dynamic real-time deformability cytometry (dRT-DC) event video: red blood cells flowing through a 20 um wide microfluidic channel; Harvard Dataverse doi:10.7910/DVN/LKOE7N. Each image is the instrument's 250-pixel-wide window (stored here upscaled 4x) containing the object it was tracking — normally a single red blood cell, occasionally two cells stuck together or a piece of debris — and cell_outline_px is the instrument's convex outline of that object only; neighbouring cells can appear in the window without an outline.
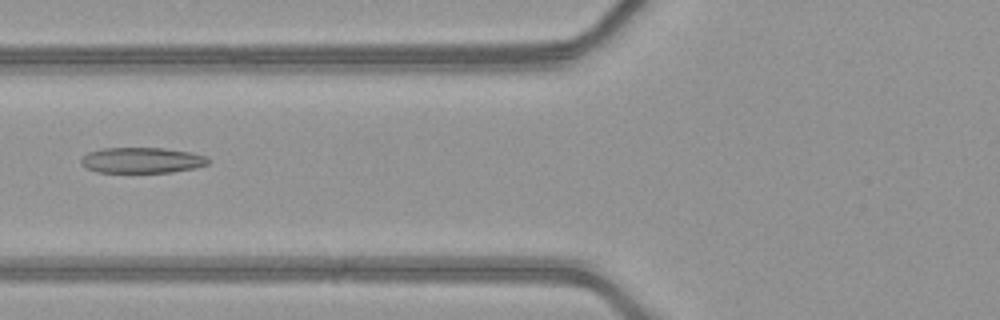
{"species": "common noctule bat (a hibernating species)", "species_latin": "Nyctalus noctula", "temperature_condition": "warm", "stored_images_in_passage": 41, "camera_frame_rate_fps": 3000, "um_per_image_px": 0.085, "animal": {"sex": "female", "body_mass_g": 21.9}, "frame": {"image": 1, "passage_image": 12, "time_ms": 3.667, "image_size_px": [1000, 320], "cell_outline_px": [[212, 160], [208, 164], [196, 168], [172, 172], [96, 172], [80, 164], [80, 160], [88, 152], [104, 148], [164, 148], [192, 152], [208, 156]], "centroid_in_image_um": [12.12, 13.62], "position_along_channel_um": 113.7, "area_um2": 19.19}}
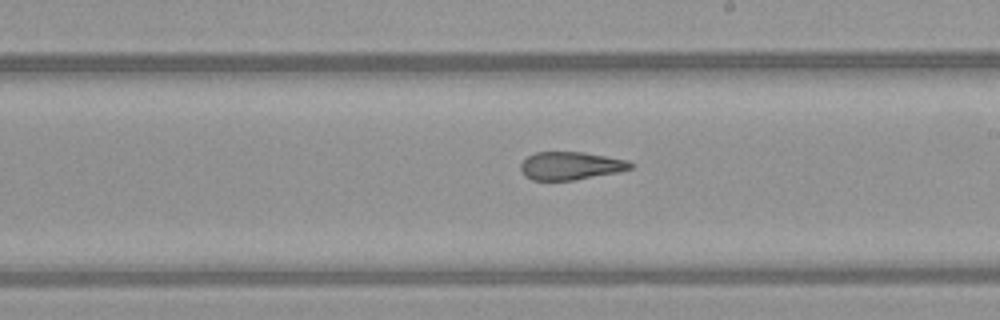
{"frame": {"image": 2, "passage_image": 21, "time_ms": 6.667, "image_size_px": [1000, 320], "cell_outline_px": [[632, 168], [620, 172], [572, 180], [532, 180], [524, 176], [520, 168], [520, 164], [528, 156], [536, 152], [584, 152], [628, 160], [632, 164]], "centroid_in_image_um": [48.5, 14.09], "position_along_channel_um": 240.5, "area_um2": 17.92}}
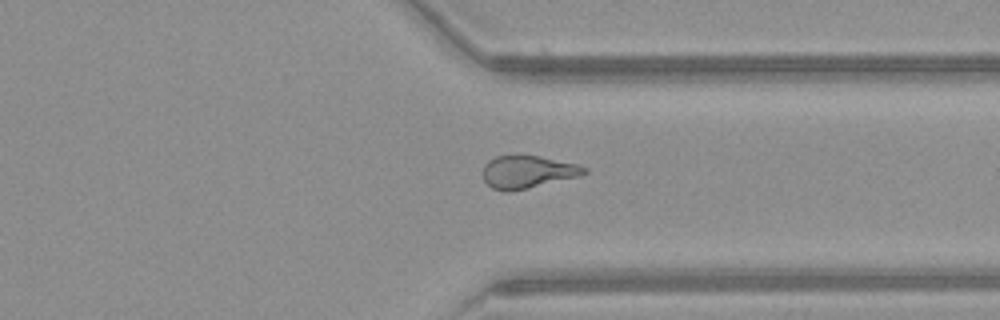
{"frame": {"image": 3, "passage_image": 30, "time_ms": 9.667, "image_size_px": [1000, 320], "cell_outline_px": [[588, 172], [580, 176], [528, 188], [508, 192], [504, 192], [492, 188], [484, 180], [484, 164], [488, 160], [496, 156], [540, 156], [576, 164], [588, 168]], "centroid_in_image_um": [44.85, 14.62], "position_along_channel_um": 366.5, "area_um2": 19.13}, "authors_computed_cell_mechanics": {"area_um2": 19.8254, "velocity_mm_per_s": 4.2149, "shape_relaxation_time_tau1_ms": 8.9863, "shape_relaxation_time_tau2_ms": 1.3865, "deformation_change_tau1": 0.2729, "deformation_change_tau2": 0.1109}}